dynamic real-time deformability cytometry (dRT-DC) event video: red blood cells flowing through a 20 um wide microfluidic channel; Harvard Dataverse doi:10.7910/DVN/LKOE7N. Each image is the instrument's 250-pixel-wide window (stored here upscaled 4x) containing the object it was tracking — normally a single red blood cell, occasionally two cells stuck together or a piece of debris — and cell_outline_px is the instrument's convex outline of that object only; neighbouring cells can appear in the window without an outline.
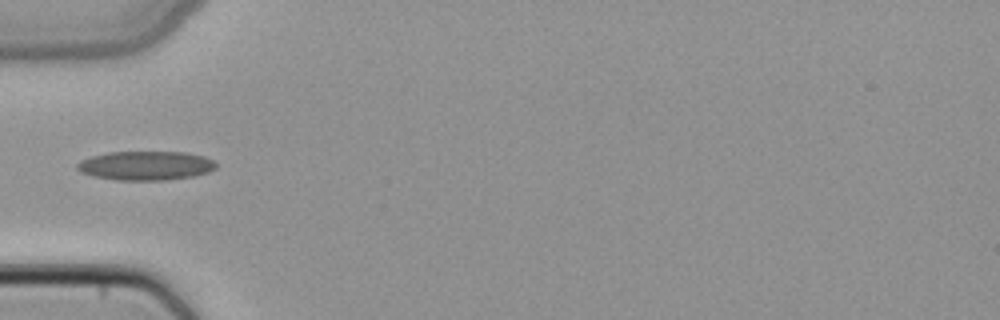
{"species": "common noctule bat (a hibernating species)", "species_latin": "Nyctalus noctula", "temperature_condition": "cold", "stored_images_in_passage": 1, "camera_frame_rate_fps": 3000, "um_per_image_px": 0.085, "animal": {"sex": "female", "body_mass_g": 22.7, "forearm_length_mm": 54.2}, "frame": {"image": 1, "passage_image": 1, "time_ms": 0.0, "image_size_px": [1000, 320], "cell_outline_px": [[216, 168], [208, 172], [196, 176], [168, 180], [116, 180], [92, 176], [80, 172], [76, 168], [76, 164], [80, 160], [92, 156], [108, 152], [184, 152], [204, 156], [212, 160], [216, 164]], "centroid_in_image_um": [12.37, 14.08], "position_along_channel_um": 72.6, "area_um2": 23.7}}